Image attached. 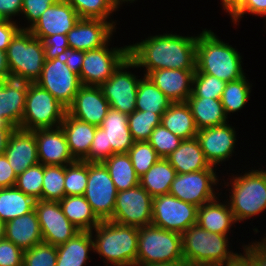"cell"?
I'll list each match as a JSON object with an SVG mask.
<instances>
[{
  "instance_id": "obj_1",
  "label": "cell",
  "mask_w": 266,
  "mask_h": 266,
  "mask_svg": "<svg viewBox=\"0 0 266 266\" xmlns=\"http://www.w3.org/2000/svg\"><path fill=\"white\" fill-rule=\"evenodd\" d=\"M197 36L164 33L128 45V57L145 68L144 75L159 69L196 70Z\"/></svg>"
},
{
  "instance_id": "obj_2",
  "label": "cell",
  "mask_w": 266,
  "mask_h": 266,
  "mask_svg": "<svg viewBox=\"0 0 266 266\" xmlns=\"http://www.w3.org/2000/svg\"><path fill=\"white\" fill-rule=\"evenodd\" d=\"M242 55L229 43L223 42L214 32L204 29L197 35L196 71L225 81H235L245 76Z\"/></svg>"
},
{
  "instance_id": "obj_3",
  "label": "cell",
  "mask_w": 266,
  "mask_h": 266,
  "mask_svg": "<svg viewBox=\"0 0 266 266\" xmlns=\"http://www.w3.org/2000/svg\"><path fill=\"white\" fill-rule=\"evenodd\" d=\"M95 233V236L94 233ZM93 252L103 257L106 265L136 266L138 228L113 221H101L92 230ZM105 258V259H104ZM110 262V263H109Z\"/></svg>"
},
{
  "instance_id": "obj_4",
  "label": "cell",
  "mask_w": 266,
  "mask_h": 266,
  "mask_svg": "<svg viewBox=\"0 0 266 266\" xmlns=\"http://www.w3.org/2000/svg\"><path fill=\"white\" fill-rule=\"evenodd\" d=\"M225 186H231L232 194L227 202L236 222L247 220L266 209V170L251 169L244 175H232Z\"/></svg>"
},
{
  "instance_id": "obj_5",
  "label": "cell",
  "mask_w": 266,
  "mask_h": 266,
  "mask_svg": "<svg viewBox=\"0 0 266 266\" xmlns=\"http://www.w3.org/2000/svg\"><path fill=\"white\" fill-rule=\"evenodd\" d=\"M6 57L12 79L36 83L45 62L43 41L29 30H20L10 42Z\"/></svg>"
},
{
  "instance_id": "obj_6",
  "label": "cell",
  "mask_w": 266,
  "mask_h": 266,
  "mask_svg": "<svg viewBox=\"0 0 266 266\" xmlns=\"http://www.w3.org/2000/svg\"><path fill=\"white\" fill-rule=\"evenodd\" d=\"M168 262H184L182 234L152 224L138 228L136 266Z\"/></svg>"
},
{
  "instance_id": "obj_7",
  "label": "cell",
  "mask_w": 266,
  "mask_h": 266,
  "mask_svg": "<svg viewBox=\"0 0 266 266\" xmlns=\"http://www.w3.org/2000/svg\"><path fill=\"white\" fill-rule=\"evenodd\" d=\"M67 108L50 92L36 83H29L20 129L56 128L64 120Z\"/></svg>"
},
{
  "instance_id": "obj_8",
  "label": "cell",
  "mask_w": 266,
  "mask_h": 266,
  "mask_svg": "<svg viewBox=\"0 0 266 266\" xmlns=\"http://www.w3.org/2000/svg\"><path fill=\"white\" fill-rule=\"evenodd\" d=\"M229 245L228 235L208 232L198 224L190 226L182 234V255L185 263L217 261L225 264L236 254L228 248Z\"/></svg>"
},
{
  "instance_id": "obj_9",
  "label": "cell",
  "mask_w": 266,
  "mask_h": 266,
  "mask_svg": "<svg viewBox=\"0 0 266 266\" xmlns=\"http://www.w3.org/2000/svg\"><path fill=\"white\" fill-rule=\"evenodd\" d=\"M129 68L138 67L128 57L113 72L112 76L99 86L110 108L118 110L126 115L136 110V97L138 85L141 80V78L138 79L132 72L130 73V71H127Z\"/></svg>"
},
{
  "instance_id": "obj_10",
  "label": "cell",
  "mask_w": 266,
  "mask_h": 266,
  "mask_svg": "<svg viewBox=\"0 0 266 266\" xmlns=\"http://www.w3.org/2000/svg\"><path fill=\"white\" fill-rule=\"evenodd\" d=\"M117 189L102 162H88V180L84 197L100 221L112 218Z\"/></svg>"
},
{
  "instance_id": "obj_11",
  "label": "cell",
  "mask_w": 266,
  "mask_h": 266,
  "mask_svg": "<svg viewBox=\"0 0 266 266\" xmlns=\"http://www.w3.org/2000/svg\"><path fill=\"white\" fill-rule=\"evenodd\" d=\"M198 207L170 194L152 200V225L183 234L197 224Z\"/></svg>"
},
{
  "instance_id": "obj_12",
  "label": "cell",
  "mask_w": 266,
  "mask_h": 266,
  "mask_svg": "<svg viewBox=\"0 0 266 266\" xmlns=\"http://www.w3.org/2000/svg\"><path fill=\"white\" fill-rule=\"evenodd\" d=\"M218 182V176L213 166L198 172L176 174L169 194L200 207L220 195L213 188L217 186Z\"/></svg>"
},
{
  "instance_id": "obj_13",
  "label": "cell",
  "mask_w": 266,
  "mask_h": 266,
  "mask_svg": "<svg viewBox=\"0 0 266 266\" xmlns=\"http://www.w3.org/2000/svg\"><path fill=\"white\" fill-rule=\"evenodd\" d=\"M153 197L140 185L117 193L110 221L141 228L152 224Z\"/></svg>"
},
{
  "instance_id": "obj_14",
  "label": "cell",
  "mask_w": 266,
  "mask_h": 266,
  "mask_svg": "<svg viewBox=\"0 0 266 266\" xmlns=\"http://www.w3.org/2000/svg\"><path fill=\"white\" fill-rule=\"evenodd\" d=\"M112 48L109 49L107 43L101 48L84 51V60L79 74L82 85L100 86L128 58L127 45Z\"/></svg>"
},
{
  "instance_id": "obj_15",
  "label": "cell",
  "mask_w": 266,
  "mask_h": 266,
  "mask_svg": "<svg viewBox=\"0 0 266 266\" xmlns=\"http://www.w3.org/2000/svg\"><path fill=\"white\" fill-rule=\"evenodd\" d=\"M36 84L50 92L66 108L82 86L79 75L71 71L62 57L45 60Z\"/></svg>"
},
{
  "instance_id": "obj_16",
  "label": "cell",
  "mask_w": 266,
  "mask_h": 266,
  "mask_svg": "<svg viewBox=\"0 0 266 266\" xmlns=\"http://www.w3.org/2000/svg\"><path fill=\"white\" fill-rule=\"evenodd\" d=\"M34 209L45 243L59 246L80 232L64 215L58 201L36 200Z\"/></svg>"
},
{
  "instance_id": "obj_17",
  "label": "cell",
  "mask_w": 266,
  "mask_h": 266,
  "mask_svg": "<svg viewBox=\"0 0 266 266\" xmlns=\"http://www.w3.org/2000/svg\"><path fill=\"white\" fill-rule=\"evenodd\" d=\"M115 21L80 18L66 34L70 48L89 51L103 47L111 41L116 30Z\"/></svg>"
},
{
  "instance_id": "obj_18",
  "label": "cell",
  "mask_w": 266,
  "mask_h": 266,
  "mask_svg": "<svg viewBox=\"0 0 266 266\" xmlns=\"http://www.w3.org/2000/svg\"><path fill=\"white\" fill-rule=\"evenodd\" d=\"M196 138L207 162L215 168L232 158L237 142L235 128L228 123L200 129Z\"/></svg>"
},
{
  "instance_id": "obj_19",
  "label": "cell",
  "mask_w": 266,
  "mask_h": 266,
  "mask_svg": "<svg viewBox=\"0 0 266 266\" xmlns=\"http://www.w3.org/2000/svg\"><path fill=\"white\" fill-rule=\"evenodd\" d=\"M110 105L99 86L82 85L67 113L76 119L100 126L107 115Z\"/></svg>"
},
{
  "instance_id": "obj_20",
  "label": "cell",
  "mask_w": 266,
  "mask_h": 266,
  "mask_svg": "<svg viewBox=\"0 0 266 266\" xmlns=\"http://www.w3.org/2000/svg\"><path fill=\"white\" fill-rule=\"evenodd\" d=\"M75 9L65 0H58L46 9L37 22L28 30L40 40L56 34L66 35L79 20Z\"/></svg>"
},
{
  "instance_id": "obj_21",
  "label": "cell",
  "mask_w": 266,
  "mask_h": 266,
  "mask_svg": "<svg viewBox=\"0 0 266 266\" xmlns=\"http://www.w3.org/2000/svg\"><path fill=\"white\" fill-rule=\"evenodd\" d=\"M32 132L36 138L39 163L66 166L76 161L69 150L67 139L61 126L36 129Z\"/></svg>"
},
{
  "instance_id": "obj_22",
  "label": "cell",
  "mask_w": 266,
  "mask_h": 266,
  "mask_svg": "<svg viewBox=\"0 0 266 266\" xmlns=\"http://www.w3.org/2000/svg\"><path fill=\"white\" fill-rule=\"evenodd\" d=\"M28 82L0 79V126L20 128Z\"/></svg>"
},
{
  "instance_id": "obj_23",
  "label": "cell",
  "mask_w": 266,
  "mask_h": 266,
  "mask_svg": "<svg viewBox=\"0 0 266 266\" xmlns=\"http://www.w3.org/2000/svg\"><path fill=\"white\" fill-rule=\"evenodd\" d=\"M4 155L16 175L39 163L35 134L15 128L9 137Z\"/></svg>"
},
{
  "instance_id": "obj_24",
  "label": "cell",
  "mask_w": 266,
  "mask_h": 266,
  "mask_svg": "<svg viewBox=\"0 0 266 266\" xmlns=\"http://www.w3.org/2000/svg\"><path fill=\"white\" fill-rule=\"evenodd\" d=\"M195 70L159 69L147 76L173 102H186L192 94Z\"/></svg>"
},
{
  "instance_id": "obj_25",
  "label": "cell",
  "mask_w": 266,
  "mask_h": 266,
  "mask_svg": "<svg viewBox=\"0 0 266 266\" xmlns=\"http://www.w3.org/2000/svg\"><path fill=\"white\" fill-rule=\"evenodd\" d=\"M5 239L23 251L43 242L40 224L35 209L5 223Z\"/></svg>"
},
{
  "instance_id": "obj_26",
  "label": "cell",
  "mask_w": 266,
  "mask_h": 266,
  "mask_svg": "<svg viewBox=\"0 0 266 266\" xmlns=\"http://www.w3.org/2000/svg\"><path fill=\"white\" fill-rule=\"evenodd\" d=\"M100 127L105 130L106 147L112 154L127 153L133 146L128 115L110 108Z\"/></svg>"
},
{
  "instance_id": "obj_27",
  "label": "cell",
  "mask_w": 266,
  "mask_h": 266,
  "mask_svg": "<svg viewBox=\"0 0 266 266\" xmlns=\"http://www.w3.org/2000/svg\"><path fill=\"white\" fill-rule=\"evenodd\" d=\"M60 126L73 158L83 161L88 156L97 126L76 119L67 112Z\"/></svg>"
},
{
  "instance_id": "obj_28",
  "label": "cell",
  "mask_w": 266,
  "mask_h": 266,
  "mask_svg": "<svg viewBox=\"0 0 266 266\" xmlns=\"http://www.w3.org/2000/svg\"><path fill=\"white\" fill-rule=\"evenodd\" d=\"M218 198L216 197L198 207L197 224L208 232L228 235V233H231L229 232L230 227L237 222L228 202L222 203Z\"/></svg>"
},
{
  "instance_id": "obj_29",
  "label": "cell",
  "mask_w": 266,
  "mask_h": 266,
  "mask_svg": "<svg viewBox=\"0 0 266 266\" xmlns=\"http://www.w3.org/2000/svg\"><path fill=\"white\" fill-rule=\"evenodd\" d=\"M166 159L177 174L198 172L210 167L196 137L182 140Z\"/></svg>"
},
{
  "instance_id": "obj_30",
  "label": "cell",
  "mask_w": 266,
  "mask_h": 266,
  "mask_svg": "<svg viewBox=\"0 0 266 266\" xmlns=\"http://www.w3.org/2000/svg\"><path fill=\"white\" fill-rule=\"evenodd\" d=\"M94 251L92 233L80 231L66 243L57 246L56 266H84Z\"/></svg>"
},
{
  "instance_id": "obj_31",
  "label": "cell",
  "mask_w": 266,
  "mask_h": 266,
  "mask_svg": "<svg viewBox=\"0 0 266 266\" xmlns=\"http://www.w3.org/2000/svg\"><path fill=\"white\" fill-rule=\"evenodd\" d=\"M198 130L228 123L220 99L189 97L186 100Z\"/></svg>"
},
{
  "instance_id": "obj_32",
  "label": "cell",
  "mask_w": 266,
  "mask_h": 266,
  "mask_svg": "<svg viewBox=\"0 0 266 266\" xmlns=\"http://www.w3.org/2000/svg\"><path fill=\"white\" fill-rule=\"evenodd\" d=\"M161 124L183 140L195 138L198 133L187 102H173L161 116Z\"/></svg>"
},
{
  "instance_id": "obj_33",
  "label": "cell",
  "mask_w": 266,
  "mask_h": 266,
  "mask_svg": "<svg viewBox=\"0 0 266 266\" xmlns=\"http://www.w3.org/2000/svg\"><path fill=\"white\" fill-rule=\"evenodd\" d=\"M59 204L67 219L80 231L91 232L101 222L84 195L64 196Z\"/></svg>"
},
{
  "instance_id": "obj_34",
  "label": "cell",
  "mask_w": 266,
  "mask_h": 266,
  "mask_svg": "<svg viewBox=\"0 0 266 266\" xmlns=\"http://www.w3.org/2000/svg\"><path fill=\"white\" fill-rule=\"evenodd\" d=\"M176 170L165 158H160L145 174L139 177V185L153 198L169 194Z\"/></svg>"
},
{
  "instance_id": "obj_35",
  "label": "cell",
  "mask_w": 266,
  "mask_h": 266,
  "mask_svg": "<svg viewBox=\"0 0 266 266\" xmlns=\"http://www.w3.org/2000/svg\"><path fill=\"white\" fill-rule=\"evenodd\" d=\"M36 200L14 187L0 188V219L7 222L34 210Z\"/></svg>"
},
{
  "instance_id": "obj_36",
  "label": "cell",
  "mask_w": 266,
  "mask_h": 266,
  "mask_svg": "<svg viewBox=\"0 0 266 266\" xmlns=\"http://www.w3.org/2000/svg\"><path fill=\"white\" fill-rule=\"evenodd\" d=\"M102 163L106 166L118 192L139 185V176L127 153L113 154Z\"/></svg>"
},
{
  "instance_id": "obj_37",
  "label": "cell",
  "mask_w": 266,
  "mask_h": 266,
  "mask_svg": "<svg viewBox=\"0 0 266 266\" xmlns=\"http://www.w3.org/2000/svg\"><path fill=\"white\" fill-rule=\"evenodd\" d=\"M172 103L173 101L148 76L144 75L143 79L141 78L136 97V110L154 112L162 116Z\"/></svg>"
},
{
  "instance_id": "obj_38",
  "label": "cell",
  "mask_w": 266,
  "mask_h": 266,
  "mask_svg": "<svg viewBox=\"0 0 266 266\" xmlns=\"http://www.w3.org/2000/svg\"><path fill=\"white\" fill-rule=\"evenodd\" d=\"M251 87L252 85H250L246 76L226 83L220 100L227 117L230 113L237 112L245 107L250 97Z\"/></svg>"
},
{
  "instance_id": "obj_39",
  "label": "cell",
  "mask_w": 266,
  "mask_h": 266,
  "mask_svg": "<svg viewBox=\"0 0 266 266\" xmlns=\"http://www.w3.org/2000/svg\"><path fill=\"white\" fill-rule=\"evenodd\" d=\"M65 166L44 165L41 200L60 201L65 196Z\"/></svg>"
},
{
  "instance_id": "obj_40",
  "label": "cell",
  "mask_w": 266,
  "mask_h": 266,
  "mask_svg": "<svg viewBox=\"0 0 266 266\" xmlns=\"http://www.w3.org/2000/svg\"><path fill=\"white\" fill-rule=\"evenodd\" d=\"M161 124L157 113L135 110L128 115V127L134 142L148 141L156 126Z\"/></svg>"
},
{
  "instance_id": "obj_41",
  "label": "cell",
  "mask_w": 266,
  "mask_h": 266,
  "mask_svg": "<svg viewBox=\"0 0 266 266\" xmlns=\"http://www.w3.org/2000/svg\"><path fill=\"white\" fill-rule=\"evenodd\" d=\"M77 12L79 18L102 19L108 21L118 8L111 0H65Z\"/></svg>"
},
{
  "instance_id": "obj_42",
  "label": "cell",
  "mask_w": 266,
  "mask_h": 266,
  "mask_svg": "<svg viewBox=\"0 0 266 266\" xmlns=\"http://www.w3.org/2000/svg\"><path fill=\"white\" fill-rule=\"evenodd\" d=\"M88 180V162L78 161L65 166V196L84 195Z\"/></svg>"
},
{
  "instance_id": "obj_43",
  "label": "cell",
  "mask_w": 266,
  "mask_h": 266,
  "mask_svg": "<svg viewBox=\"0 0 266 266\" xmlns=\"http://www.w3.org/2000/svg\"><path fill=\"white\" fill-rule=\"evenodd\" d=\"M127 154L139 177L145 174L160 159L148 141L134 142Z\"/></svg>"
},
{
  "instance_id": "obj_44",
  "label": "cell",
  "mask_w": 266,
  "mask_h": 266,
  "mask_svg": "<svg viewBox=\"0 0 266 266\" xmlns=\"http://www.w3.org/2000/svg\"><path fill=\"white\" fill-rule=\"evenodd\" d=\"M44 165L37 163L17 175L15 187L35 200H41Z\"/></svg>"
},
{
  "instance_id": "obj_45",
  "label": "cell",
  "mask_w": 266,
  "mask_h": 266,
  "mask_svg": "<svg viewBox=\"0 0 266 266\" xmlns=\"http://www.w3.org/2000/svg\"><path fill=\"white\" fill-rule=\"evenodd\" d=\"M226 82L209 74L195 70L193 76L192 94L189 97H205L220 99Z\"/></svg>"
},
{
  "instance_id": "obj_46",
  "label": "cell",
  "mask_w": 266,
  "mask_h": 266,
  "mask_svg": "<svg viewBox=\"0 0 266 266\" xmlns=\"http://www.w3.org/2000/svg\"><path fill=\"white\" fill-rule=\"evenodd\" d=\"M57 246L41 242L23 252V266H56Z\"/></svg>"
},
{
  "instance_id": "obj_47",
  "label": "cell",
  "mask_w": 266,
  "mask_h": 266,
  "mask_svg": "<svg viewBox=\"0 0 266 266\" xmlns=\"http://www.w3.org/2000/svg\"><path fill=\"white\" fill-rule=\"evenodd\" d=\"M183 139L171 133L162 124L155 127L148 142L160 158H167L180 145Z\"/></svg>"
},
{
  "instance_id": "obj_48",
  "label": "cell",
  "mask_w": 266,
  "mask_h": 266,
  "mask_svg": "<svg viewBox=\"0 0 266 266\" xmlns=\"http://www.w3.org/2000/svg\"><path fill=\"white\" fill-rule=\"evenodd\" d=\"M58 0H22L21 14L28 20V27H21V30H28L46 11L47 8L54 5Z\"/></svg>"
},
{
  "instance_id": "obj_49",
  "label": "cell",
  "mask_w": 266,
  "mask_h": 266,
  "mask_svg": "<svg viewBox=\"0 0 266 266\" xmlns=\"http://www.w3.org/2000/svg\"><path fill=\"white\" fill-rule=\"evenodd\" d=\"M111 155L112 152L106 147L105 130L97 126L88 156L83 161L104 162Z\"/></svg>"
},
{
  "instance_id": "obj_50",
  "label": "cell",
  "mask_w": 266,
  "mask_h": 266,
  "mask_svg": "<svg viewBox=\"0 0 266 266\" xmlns=\"http://www.w3.org/2000/svg\"><path fill=\"white\" fill-rule=\"evenodd\" d=\"M23 252L13 242L0 240V266H23Z\"/></svg>"
},
{
  "instance_id": "obj_51",
  "label": "cell",
  "mask_w": 266,
  "mask_h": 266,
  "mask_svg": "<svg viewBox=\"0 0 266 266\" xmlns=\"http://www.w3.org/2000/svg\"><path fill=\"white\" fill-rule=\"evenodd\" d=\"M45 49V60L62 57L67 48H69L67 35L56 34L48 36L43 40Z\"/></svg>"
},
{
  "instance_id": "obj_52",
  "label": "cell",
  "mask_w": 266,
  "mask_h": 266,
  "mask_svg": "<svg viewBox=\"0 0 266 266\" xmlns=\"http://www.w3.org/2000/svg\"><path fill=\"white\" fill-rule=\"evenodd\" d=\"M246 13L266 17V0H245L243 7L231 18L232 22L236 24Z\"/></svg>"
},
{
  "instance_id": "obj_53",
  "label": "cell",
  "mask_w": 266,
  "mask_h": 266,
  "mask_svg": "<svg viewBox=\"0 0 266 266\" xmlns=\"http://www.w3.org/2000/svg\"><path fill=\"white\" fill-rule=\"evenodd\" d=\"M21 30L16 21L6 20L0 23V50L6 52L10 42Z\"/></svg>"
},
{
  "instance_id": "obj_54",
  "label": "cell",
  "mask_w": 266,
  "mask_h": 266,
  "mask_svg": "<svg viewBox=\"0 0 266 266\" xmlns=\"http://www.w3.org/2000/svg\"><path fill=\"white\" fill-rule=\"evenodd\" d=\"M242 245V247L251 255L254 266H266V239L253 242L248 245Z\"/></svg>"
},
{
  "instance_id": "obj_55",
  "label": "cell",
  "mask_w": 266,
  "mask_h": 266,
  "mask_svg": "<svg viewBox=\"0 0 266 266\" xmlns=\"http://www.w3.org/2000/svg\"><path fill=\"white\" fill-rule=\"evenodd\" d=\"M17 175L10 166L7 157L0 155V188L14 187Z\"/></svg>"
},
{
  "instance_id": "obj_56",
  "label": "cell",
  "mask_w": 266,
  "mask_h": 266,
  "mask_svg": "<svg viewBox=\"0 0 266 266\" xmlns=\"http://www.w3.org/2000/svg\"><path fill=\"white\" fill-rule=\"evenodd\" d=\"M65 63L69 66L72 72L80 74V70L84 60V51L67 48L62 56Z\"/></svg>"
},
{
  "instance_id": "obj_57",
  "label": "cell",
  "mask_w": 266,
  "mask_h": 266,
  "mask_svg": "<svg viewBox=\"0 0 266 266\" xmlns=\"http://www.w3.org/2000/svg\"><path fill=\"white\" fill-rule=\"evenodd\" d=\"M21 9L22 0H0V13L6 20H14L16 15L21 14Z\"/></svg>"
},
{
  "instance_id": "obj_58",
  "label": "cell",
  "mask_w": 266,
  "mask_h": 266,
  "mask_svg": "<svg viewBox=\"0 0 266 266\" xmlns=\"http://www.w3.org/2000/svg\"><path fill=\"white\" fill-rule=\"evenodd\" d=\"M243 250L242 254L236 253L227 263H225V266H254L251 255L245 249Z\"/></svg>"
},
{
  "instance_id": "obj_59",
  "label": "cell",
  "mask_w": 266,
  "mask_h": 266,
  "mask_svg": "<svg viewBox=\"0 0 266 266\" xmlns=\"http://www.w3.org/2000/svg\"><path fill=\"white\" fill-rule=\"evenodd\" d=\"M245 0H221L223 9L232 18L242 7Z\"/></svg>"
},
{
  "instance_id": "obj_60",
  "label": "cell",
  "mask_w": 266,
  "mask_h": 266,
  "mask_svg": "<svg viewBox=\"0 0 266 266\" xmlns=\"http://www.w3.org/2000/svg\"><path fill=\"white\" fill-rule=\"evenodd\" d=\"M14 129L13 126H0V155L4 154L7 142Z\"/></svg>"
},
{
  "instance_id": "obj_61",
  "label": "cell",
  "mask_w": 266,
  "mask_h": 266,
  "mask_svg": "<svg viewBox=\"0 0 266 266\" xmlns=\"http://www.w3.org/2000/svg\"><path fill=\"white\" fill-rule=\"evenodd\" d=\"M6 52L0 50V79H10Z\"/></svg>"
},
{
  "instance_id": "obj_62",
  "label": "cell",
  "mask_w": 266,
  "mask_h": 266,
  "mask_svg": "<svg viewBox=\"0 0 266 266\" xmlns=\"http://www.w3.org/2000/svg\"><path fill=\"white\" fill-rule=\"evenodd\" d=\"M185 266H225V264L217 261H196L186 263Z\"/></svg>"
},
{
  "instance_id": "obj_63",
  "label": "cell",
  "mask_w": 266,
  "mask_h": 266,
  "mask_svg": "<svg viewBox=\"0 0 266 266\" xmlns=\"http://www.w3.org/2000/svg\"><path fill=\"white\" fill-rule=\"evenodd\" d=\"M185 262H168V263H156V264H148V265H140V266H185Z\"/></svg>"
},
{
  "instance_id": "obj_64",
  "label": "cell",
  "mask_w": 266,
  "mask_h": 266,
  "mask_svg": "<svg viewBox=\"0 0 266 266\" xmlns=\"http://www.w3.org/2000/svg\"><path fill=\"white\" fill-rule=\"evenodd\" d=\"M5 238V222L0 219V240Z\"/></svg>"
},
{
  "instance_id": "obj_65",
  "label": "cell",
  "mask_w": 266,
  "mask_h": 266,
  "mask_svg": "<svg viewBox=\"0 0 266 266\" xmlns=\"http://www.w3.org/2000/svg\"><path fill=\"white\" fill-rule=\"evenodd\" d=\"M112 3L117 7V8H120L119 6L123 4V2H127L128 3V0H111Z\"/></svg>"
},
{
  "instance_id": "obj_66",
  "label": "cell",
  "mask_w": 266,
  "mask_h": 266,
  "mask_svg": "<svg viewBox=\"0 0 266 266\" xmlns=\"http://www.w3.org/2000/svg\"><path fill=\"white\" fill-rule=\"evenodd\" d=\"M6 21V19L4 18V16L0 13V23Z\"/></svg>"
},
{
  "instance_id": "obj_67",
  "label": "cell",
  "mask_w": 266,
  "mask_h": 266,
  "mask_svg": "<svg viewBox=\"0 0 266 266\" xmlns=\"http://www.w3.org/2000/svg\"><path fill=\"white\" fill-rule=\"evenodd\" d=\"M135 0H128V2L133 3ZM137 1V0H136Z\"/></svg>"
}]
</instances>
